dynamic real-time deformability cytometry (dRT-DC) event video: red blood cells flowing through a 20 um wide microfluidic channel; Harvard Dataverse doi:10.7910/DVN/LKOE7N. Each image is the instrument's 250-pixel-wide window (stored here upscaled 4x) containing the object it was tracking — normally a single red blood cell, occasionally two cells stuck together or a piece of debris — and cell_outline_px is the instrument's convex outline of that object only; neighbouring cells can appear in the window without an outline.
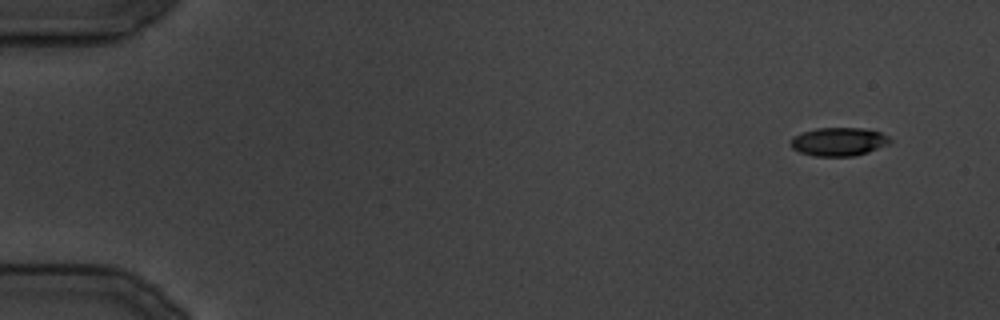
{"species": "common noctule bat (a hibernating species)", "species_latin": "Nyctalus noctula", "temperature_condition": "cold", "stored_images_in_passage": 16, "camera_frame_rate_fps": 3000, "um_per_image_px": 0.085, "animal": {"sex": "male", "body_mass_g": 19.5, "forearm_length_mm": 54.6}, "frame": {"image": 1, "passage_image": 1, "time_ms": 0.0, "image_size_px": [1000, 320], "cell_outline_px": [[892, 140], [888, 144], [868, 152], [856, 156], [812, 156], [800, 152], [792, 148], [788, 144], [792, 136], [816, 128], [864, 128], [880, 132], [888, 136]], "centroid_in_image_um": [71.26, 12.04], "position_along_channel_um": 13.7, "area_um2": 16.59}}
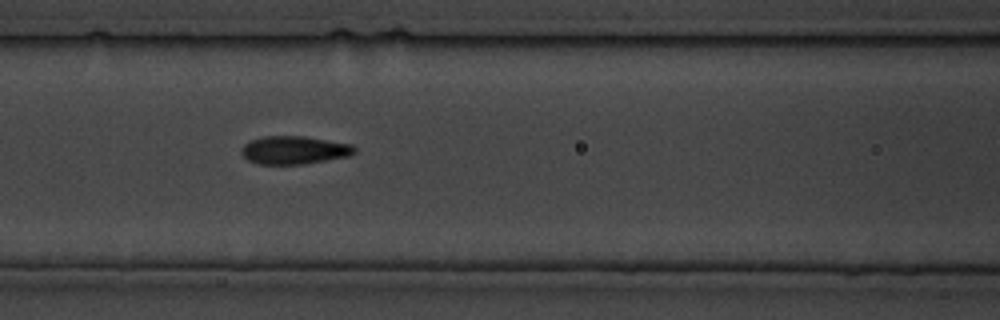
{"frame": {"image": 2, "passage_image": 14, "time_ms": 16.0, "image_size_px": [1000, 320], "cell_outline_px": [[356, 152], [348, 156], [304, 164], [256, 164], [248, 160], [244, 156], [244, 144], [252, 140], [264, 136], [304, 136], [352, 144], [356, 148]], "centroid_in_image_um": [25.05, 12.76], "position_along_channel_um": 141.6, "area_um2": 18.32}}
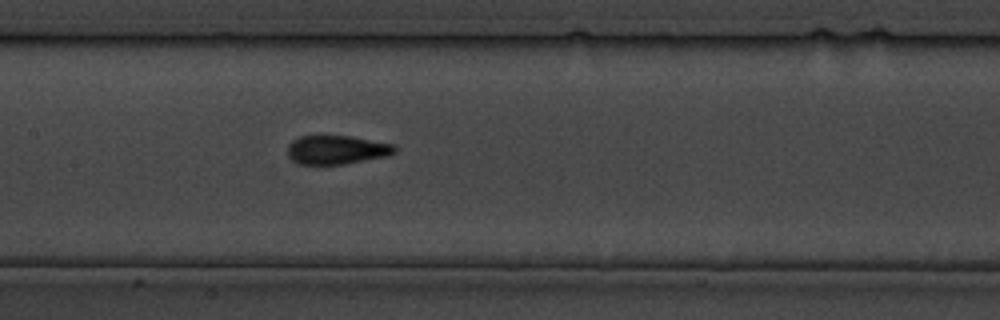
{"frame": {"image": 3, "passage_image": 16, "time_ms": 18.333, "image_size_px": [1000, 320], "cell_outline_px": [[396, 152], [388, 156], [344, 164], [300, 164], [292, 160], [288, 156], [288, 144], [292, 140], [300, 136], [352, 136], [396, 144]], "centroid_in_image_um": [28.65, 12.73], "position_along_channel_um": 178.8, "area_um2": 18.15}}